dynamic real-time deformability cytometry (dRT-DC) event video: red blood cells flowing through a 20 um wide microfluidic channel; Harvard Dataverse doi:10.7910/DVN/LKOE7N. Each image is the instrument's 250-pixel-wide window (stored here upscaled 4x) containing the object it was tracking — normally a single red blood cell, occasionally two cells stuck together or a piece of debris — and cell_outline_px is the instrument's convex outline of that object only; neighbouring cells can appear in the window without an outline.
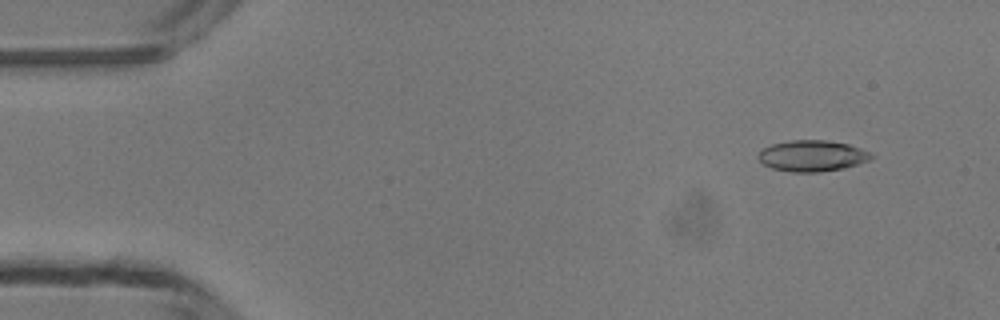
{"species": "common noctule bat (a hibernating species)", "species_latin": "Nyctalus noctula", "temperature_condition": "room temperature", "stored_images_in_passage": 50, "camera_frame_rate_fps": 3000, "um_per_image_px": 0.085, "animal": {"sex": "male", "body_mass_g": 13.3}, "frame": {"image": 1, "passage_image": 5, "time_ms": 1.333, "image_size_px": [1000, 320], "cell_outline_px": [[876, 156], [868, 160], [844, 168], [820, 172], [792, 172], [772, 168], [764, 164], [756, 156], [764, 148], [772, 144], [792, 140], [828, 140], [848, 144], [860, 148]], "centroid_in_image_um": [69.03, 13.24], "position_along_channel_um": 16.0, "area_um2": 20.35}}
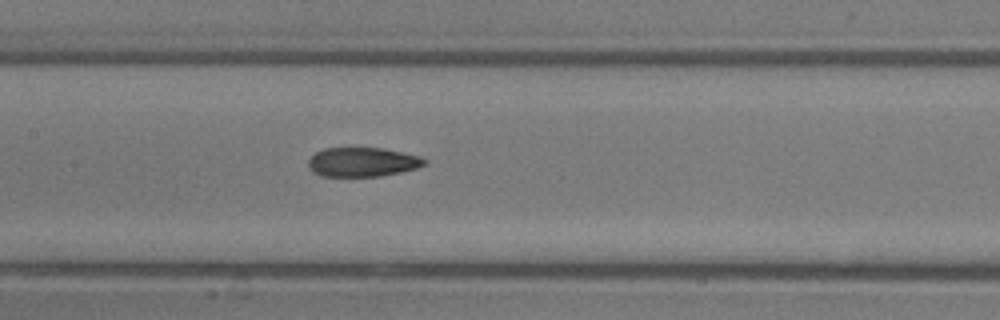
{"frame": {"image": 2, "passage_image": 24, "time_ms": 7.667, "image_size_px": [1000, 320], "cell_outline_px": [[428, 164], [416, 168], [400, 172], [380, 176], [320, 176], [312, 172], [308, 168], [308, 160], [316, 152], [324, 148], [384, 148], [420, 156], [428, 160]], "centroid_in_image_um": [30.82, 13.77], "position_along_channel_um": 176.6, "area_um2": 19.94}}
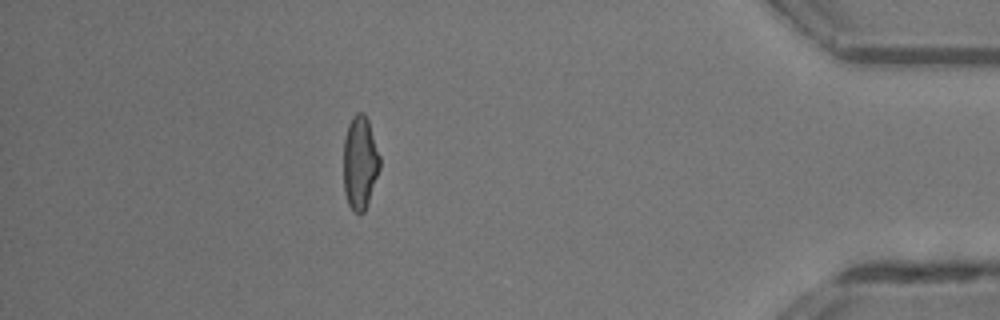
{"frame": {"image": 3, "passage_image": 44, "time_ms": 14.333, "image_size_px": [1000, 320], "cell_outline_px": [[380, 168], [364, 212], [352, 212], [348, 204], [344, 192], [344, 140], [348, 124], [352, 116], [356, 112], [364, 112], [368, 120], [380, 156]], "centroid_in_image_um": [30.59, 13.8], "position_along_channel_um": 404.6, "area_um2": 19.71}, "authors_computed_cell_mechanics": {"area_um2": 20.3456, "velocity_mm_per_s": 4.1834, "shape_relaxation_time_tau1_ms": 8.9596, "shape_relaxation_time_tau2_ms": 2.2138, "deformation_change_tau1": 0.2526, "deformation_change_tau2": 0.093}}